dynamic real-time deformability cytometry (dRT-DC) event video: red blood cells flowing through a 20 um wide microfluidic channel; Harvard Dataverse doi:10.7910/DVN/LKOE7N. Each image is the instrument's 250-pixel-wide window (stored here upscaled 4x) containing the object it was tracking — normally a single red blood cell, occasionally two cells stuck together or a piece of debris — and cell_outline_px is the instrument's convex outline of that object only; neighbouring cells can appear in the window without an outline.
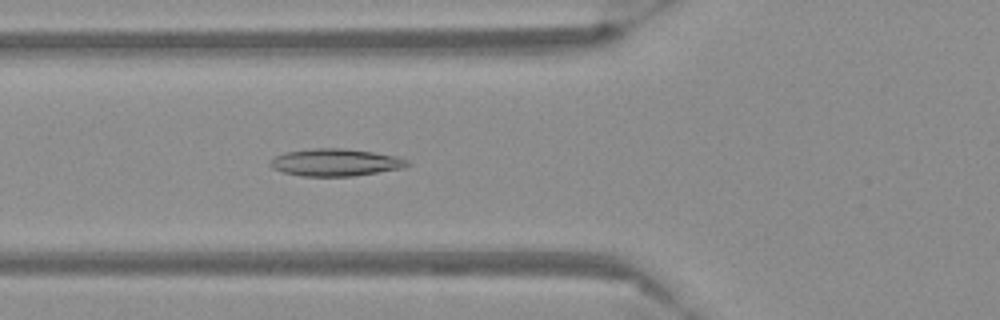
{"species": "Egyptian fruit bat (a non-hibernating species)", "species_latin": "Rousettus aegyptiacus", "temperature_condition": "warm", "stored_images_in_passage": 38, "camera_frame_rate_fps": 3000, "um_per_image_px": 0.085, "frame": {"image": 1, "passage_image": 3, "time_ms": 0.667, "image_size_px": [1000, 320], "cell_outline_px": [[412, 164], [404, 168], [352, 176], [300, 176], [284, 172], [272, 168], [268, 164], [276, 156], [284, 152], [312, 148], [344, 148], [400, 156], [408, 160]], "centroid_in_image_um": [28.55, 13.8], "position_along_channel_um": 97.2, "area_um2": 21.96}}
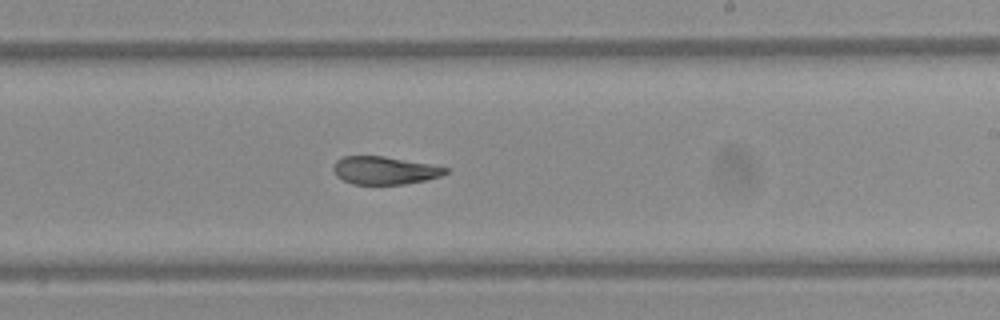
{"frame": {"image": 2, "passage_image": 16, "time_ms": 5.0, "image_size_px": [1000, 320], "cell_outline_px": [[448, 172], [440, 176], [424, 180], [404, 184], [352, 184], [336, 176], [332, 168], [336, 160], [344, 156], [384, 156], [428, 164], [448, 168]], "centroid_in_image_um": [32.64, 14.48], "position_along_channel_um": 256.4, "area_um2": 18.03}}
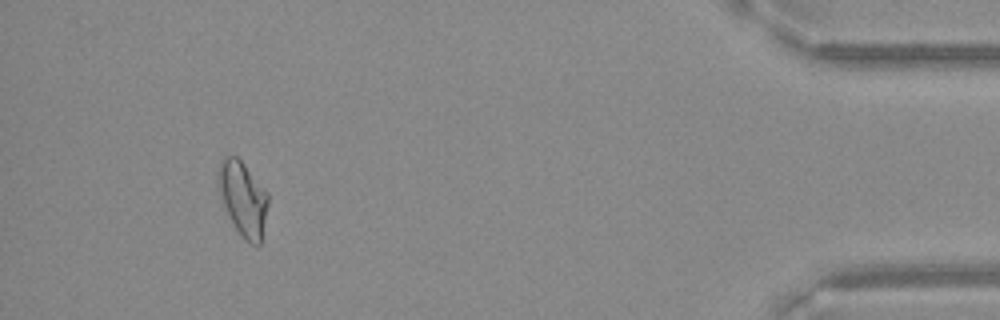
{"frame": {"image": 3, "passage_image": 34, "time_ms": 11.0, "image_size_px": [1000, 320], "cell_outline_px": [[268, 204], [260, 244], [252, 244], [244, 240], [236, 228], [216, 188], [216, 172], [220, 160], [224, 156], [236, 156], [244, 164], [268, 192]], "centroid_in_image_um": [20.62, 16.82], "position_along_channel_um": 414.6, "area_um2": 21.62}}